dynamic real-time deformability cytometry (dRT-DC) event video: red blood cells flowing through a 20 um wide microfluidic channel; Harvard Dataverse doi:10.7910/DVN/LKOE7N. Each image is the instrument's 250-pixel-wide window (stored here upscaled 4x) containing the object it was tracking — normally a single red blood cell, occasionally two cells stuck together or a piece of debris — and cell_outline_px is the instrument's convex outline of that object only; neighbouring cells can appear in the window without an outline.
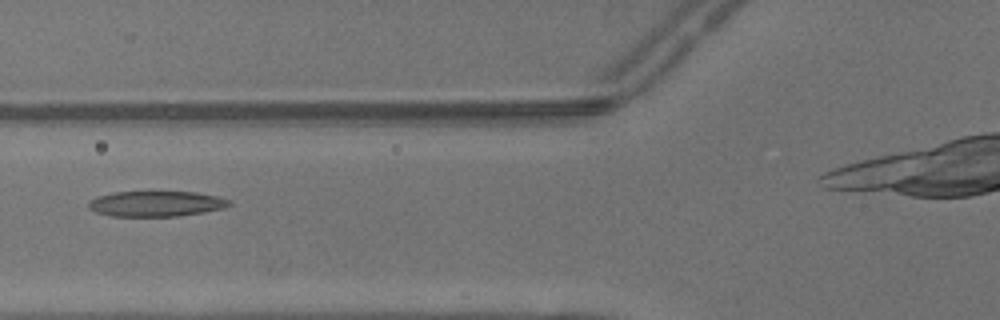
{"species": "common noctule bat (a hibernating species)", "species_latin": "Nyctalus noctula", "temperature_condition": "warm", "stored_images_in_passage": 5, "camera_frame_rate_fps": 3000, "um_per_image_px": 0.085, "animal": {"sex": "male", "body_mass_g": 13.3}, "frame": {"image": 1, "passage_image": 4, "time_ms": 1.0, "image_size_px": [1000, 320], "cell_outline_px": [[232, 204], [224, 208], [204, 212], [180, 216], [108, 216], [96, 212], [88, 208], [88, 200], [96, 196], [112, 192], [196, 192], [216, 196], [232, 200]], "centroid_in_image_um": [13.25, 17.32], "position_along_channel_um": 112.6, "area_um2": 21.1}}